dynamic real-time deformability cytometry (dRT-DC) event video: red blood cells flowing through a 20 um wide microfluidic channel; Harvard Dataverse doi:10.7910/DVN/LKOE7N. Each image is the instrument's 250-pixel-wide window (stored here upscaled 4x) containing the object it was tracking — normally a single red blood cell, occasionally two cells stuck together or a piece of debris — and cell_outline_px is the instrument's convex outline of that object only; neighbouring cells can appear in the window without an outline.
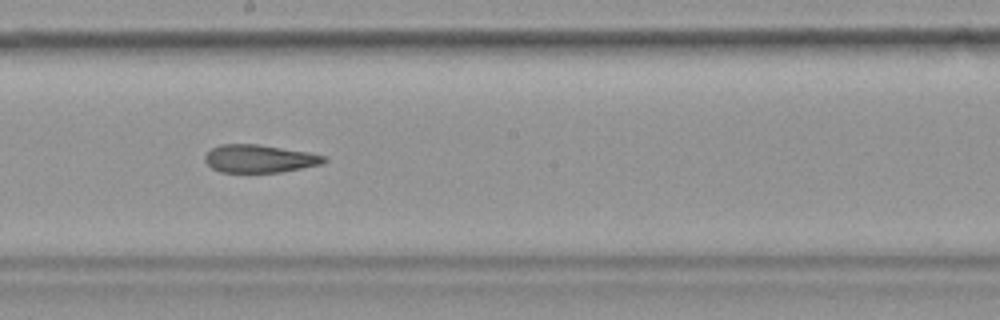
{"species": "common noctule bat (a hibernating species)", "species_latin": "Nyctalus noctula", "temperature_condition": "warm", "stored_images_in_passage": 28, "camera_frame_rate_fps": 3000, "um_per_image_px": 0.085, "animal": {"sex": "female", "body_mass_g": 19.9}, "frame": {"image": 1, "passage_image": 13, "time_ms": 4.0, "image_size_px": [1000, 320], "cell_outline_px": [[328, 160], [324, 164], [280, 172], [220, 172], [212, 168], [204, 160], [204, 156], [212, 148], [220, 144], [260, 144], [308, 152], [324, 156]], "centroid_in_image_um": [22.06, 13.48], "position_along_channel_um": 226.1, "area_um2": 19.42}}